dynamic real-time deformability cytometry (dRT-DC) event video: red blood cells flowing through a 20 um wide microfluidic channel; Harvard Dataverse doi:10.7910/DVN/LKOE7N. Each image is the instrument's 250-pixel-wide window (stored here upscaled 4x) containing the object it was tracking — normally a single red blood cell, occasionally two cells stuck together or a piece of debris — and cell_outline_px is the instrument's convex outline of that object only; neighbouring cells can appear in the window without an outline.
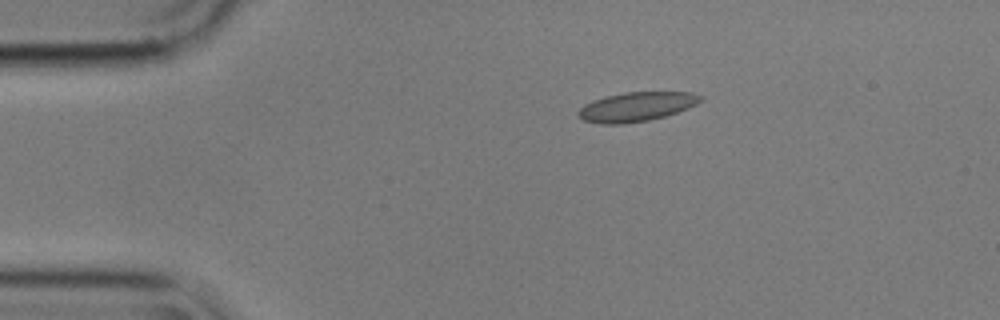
{"species": "common noctule bat (a hibernating species)", "species_latin": "Nyctalus noctula", "temperature_condition": "cold", "stored_images_in_passage": 8, "camera_frame_rate_fps": 3000, "um_per_image_px": 0.085, "animal": {"sex": "male", "body_mass_g": 17.9}, "frame": {"image": 1, "passage_image": 1, "time_ms": 0.0, "image_size_px": [1000, 320], "cell_outline_px": [[704, 96], [696, 104], [688, 108], [664, 116], [648, 120], [620, 124], [600, 124], [584, 120], [576, 116], [576, 112], [584, 104], [592, 100], [604, 96], [624, 92], [692, 92]], "centroid_in_image_um": [54.04, 9.06], "position_along_channel_um": 31.0, "area_um2": 20.92}}
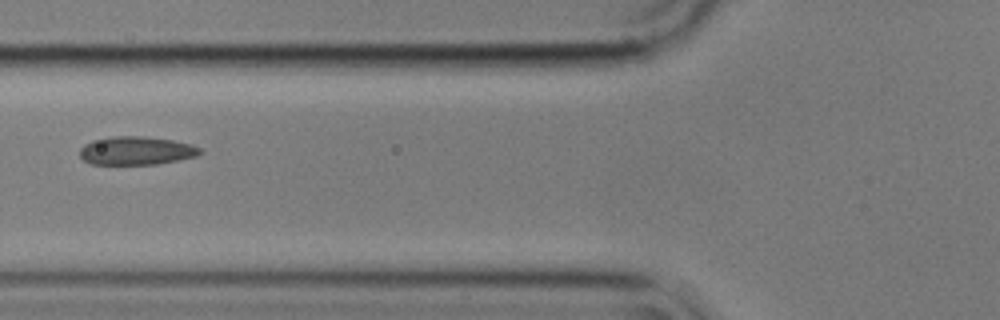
{"frame": {"image": 2, "passage_image": 4, "time_ms": 1.0, "image_size_px": [1000, 320], "cell_outline_px": [[204, 152], [196, 156], [180, 160], [156, 164], [92, 164], [84, 160], [80, 156], [80, 148], [84, 144], [92, 140], [112, 136], [144, 136], [172, 140], [192, 144], [200, 148]], "centroid_in_image_um": [11.6, 12.8], "position_along_channel_um": 114.2, "area_um2": 20.0}}
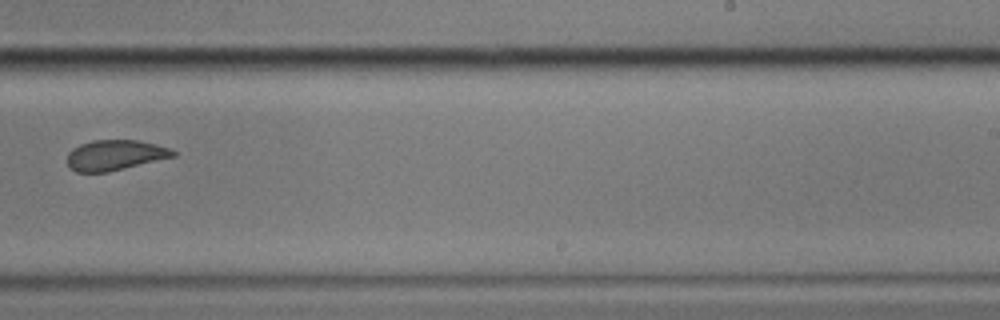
{"frame": {"image": 3, "passage_image": 8, "time_ms": 2.333, "image_size_px": [1000, 320], "cell_outline_px": [[176, 156], [108, 172], [76, 172], [68, 164], [68, 152], [72, 148], [80, 144], [92, 140], [136, 140], [156, 144], [168, 148], [176, 152]], "centroid_in_image_um": [9.77, 13.18], "position_along_channel_um": 279.2, "area_um2": 18.61}}